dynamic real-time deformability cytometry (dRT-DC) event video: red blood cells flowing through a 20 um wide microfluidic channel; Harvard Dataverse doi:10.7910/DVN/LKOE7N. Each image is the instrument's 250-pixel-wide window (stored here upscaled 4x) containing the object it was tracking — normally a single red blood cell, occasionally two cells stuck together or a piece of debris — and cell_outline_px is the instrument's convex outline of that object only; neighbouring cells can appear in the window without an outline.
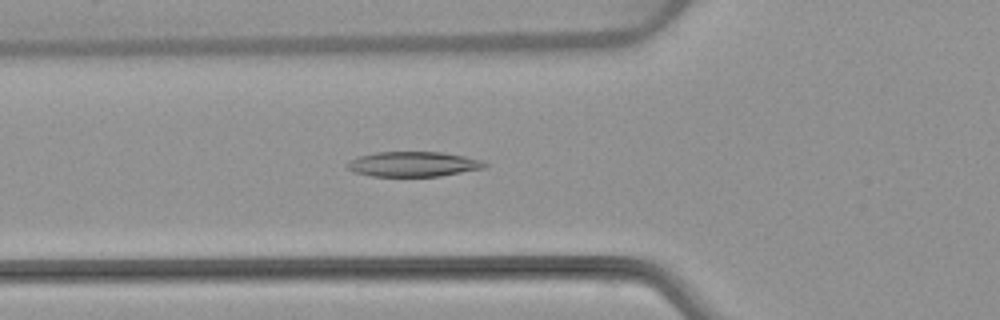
{"species": "common noctule bat (a hibernating species)", "species_latin": "Nyctalus noctula", "temperature_condition": "warm", "stored_images_in_passage": 53, "camera_frame_rate_fps": 3000, "um_per_image_px": 0.085, "animal": {"sex": "female", "body_mass_g": 22.7, "forearm_length_mm": 54.2}, "frame": {"image": 1, "passage_image": 19, "time_ms": 6.0, "image_size_px": [1000, 320], "cell_outline_px": [[488, 164], [484, 168], [440, 176], [372, 176], [352, 172], [348, 168], [348, 160], [360, 156], [376, 152], [440, 152], [464, 156], [480, 160]], "centroid_in_image_um": [35.1, 13.95], "position_along_channel_um": 90.7, "area_um2": 19.88}}
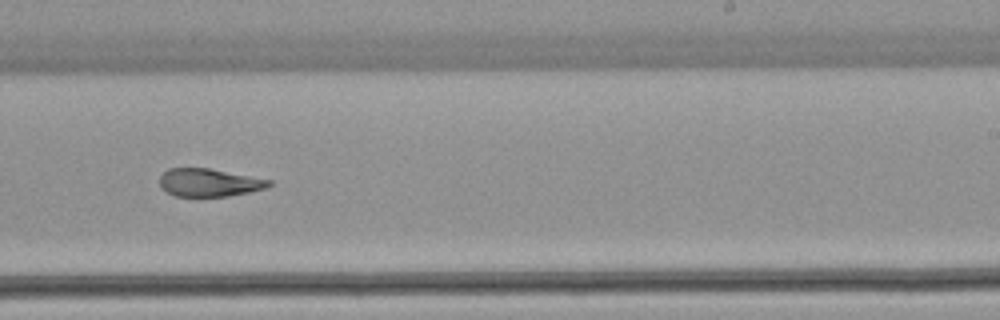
{"frame": {"image": 2, "passage_image": 33, "time_ms": 10.667, "image_size_px": [1000, 320], "cell_outline_px": [[272, 184], [264, 188], [248, 192], [228, 196], [176, 196], [160, 188], [160, 176], [168, 168], [208, 168], [272, 180]], "centroid_in_image_um": [17.75, 15.51], "position_along_channel_um": 271.2, "area_um2": 17.63}}
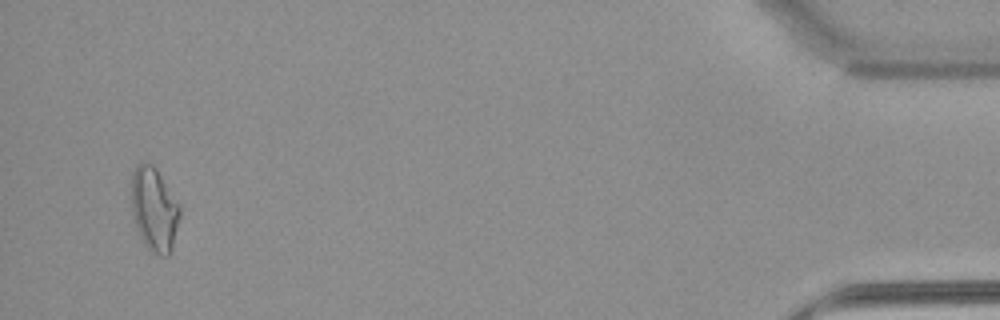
{"frame": {"image": 3, "passage_image": 51, "time_ms": 16.667, "image_size_px": [1000, 320], "cell_outline_px": [[180, 216], [172, 248], [168, 256], [160, 256], [148, 248], [144, 244], [136, 228], [132, 212], [132, 172], [136, 164], [144, 160], [152, 164], [156, 168], [180, 204]], "centroid_in_image_um": [13.11, 17.76], "position_along_channel_um": 422.1, "area_um2": 23.81}, "authors_computed_cell_mechanics": {"area_um2": 20.6924, "velocity_mm_per_s": 3.8688, "shape_relaxation_time_tau1_ms": null, "shape_relaxation_time_tau2_ms": 2.7167, "deformation_change_tau1": null, "deformation_change_tau2": 0.1155}}